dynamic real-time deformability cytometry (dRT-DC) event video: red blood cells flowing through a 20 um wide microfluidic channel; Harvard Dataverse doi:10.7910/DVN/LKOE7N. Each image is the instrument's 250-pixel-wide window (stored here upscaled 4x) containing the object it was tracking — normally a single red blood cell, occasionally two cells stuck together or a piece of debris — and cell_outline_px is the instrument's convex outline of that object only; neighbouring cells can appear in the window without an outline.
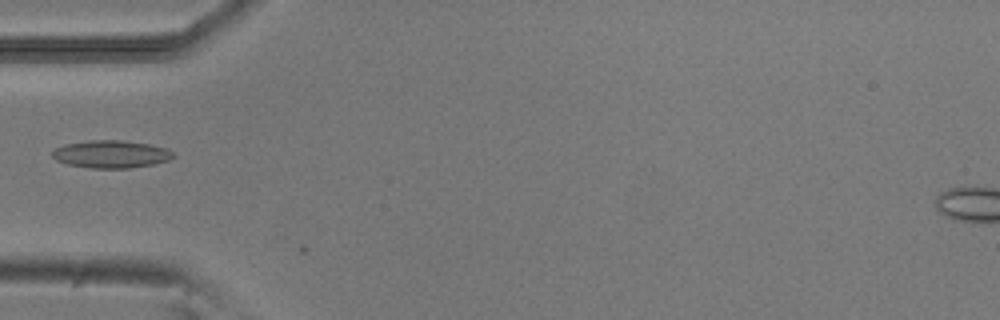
{"species": "common noctule bat (a hibernating species)", "species_latin": "Nyctalus noctula", "temperature_condition": "room temperature", "stored_images_in_passage": 5, "camera_frame_rate_fps": 3000, "um_per_image_px": 0.085, "animal": {"sex": "male", "body_mass_g": 20.5, "forearm_length_mm": 52.5}, "frame": {"image": 1, "passage_image": 4, "time_ms": 1.0, "image_size_px": [1000, 320], "cell_outline_px": [[176, 156], [168, 160], [152, 164], [128, 168], [92, 168], [68, 164], [56, 160], [52, 156], [52, 152], [56, 148], [64, 144], [88, 140], [120, 140], [148, 144], [168, 148]], "centroid_in_image_um": [9.44, 13.09], "position_along_channel_um": 75.6, "area_um2": 19.36}}
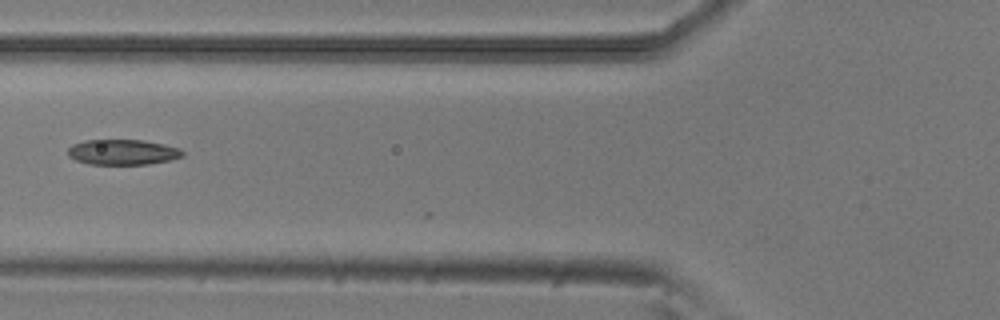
{"frame": {"image": 2, "passage_image": 5, "time_ms": 1.333, "image_size_px": [1000, 320], "cell_outline_px": [[184, 156], [172, 160], [148, 164], [88, 164], [76, 160], [68, 156], [68, 148], [72, 144], [84, 140], [144, 140], [164, 144], [180, 148], [184, 152]], "centroid_in_image_um": [10.45, 12.93], "position_along_channel_um": 115.4, "area_um2": 17.11}}